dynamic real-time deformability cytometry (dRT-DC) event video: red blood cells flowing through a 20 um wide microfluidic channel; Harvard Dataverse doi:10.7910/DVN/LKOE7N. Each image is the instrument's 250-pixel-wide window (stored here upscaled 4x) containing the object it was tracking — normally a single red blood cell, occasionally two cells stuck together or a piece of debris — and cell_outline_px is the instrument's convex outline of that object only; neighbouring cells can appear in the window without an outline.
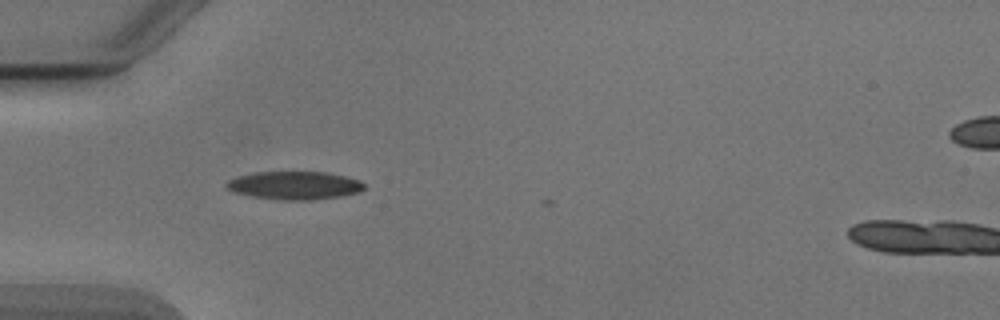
{"species": "Egyptian fruit bat (a non-hibernating species)", "species_latin": "Rousettus aegyptiacus", "temperature_condition": "cold", "stored_images_in_passage": 3, "camera_frame_rate_fps": 3000, "um_per_image_px": 0.085, "animal": {"sex": "male"}, "frame": {"image": 1, "passage_image": 1, "time_ms": 0.0, "image_size_px": [1000, 320], "cell_outline_px": [[364, 188], [360, 192], [340, 196], [312, 200], [280, 200], [252, 196], [232, 192], [224, 184], [228, 180], [236, 176], [256, 172], [328, 172], [360, 180], [364, 184]], "centroid_in_image_um": [25.01, 15.76], "position_along_channel_um": 60.0, "area_um2": 22.66}}